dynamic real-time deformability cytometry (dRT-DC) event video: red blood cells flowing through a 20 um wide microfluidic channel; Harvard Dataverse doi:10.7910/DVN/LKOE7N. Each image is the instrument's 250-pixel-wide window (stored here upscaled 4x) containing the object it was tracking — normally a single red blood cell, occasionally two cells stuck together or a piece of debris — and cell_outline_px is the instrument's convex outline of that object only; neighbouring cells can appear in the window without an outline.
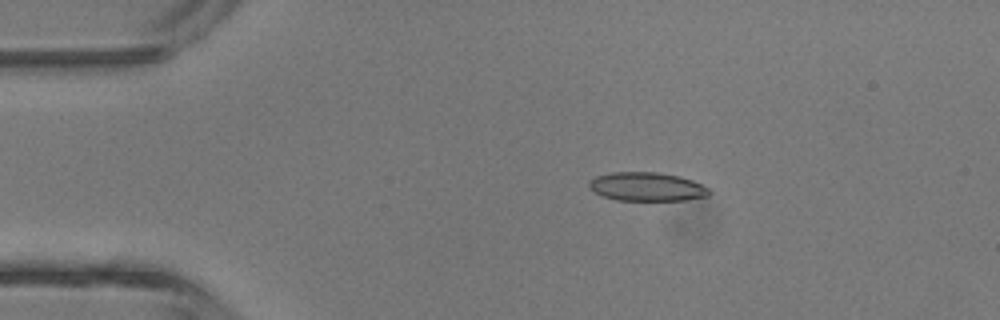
{"species": "common noctule bat (a hibernating species)", "species_latin": "Nyctalus noctula", "temperature_condition": "room temperature", "stored_images_in_passage": 2, "camera_frame_rate_fps": 3000, "um_per_image_px": 0.085, "animal": {"sex": "male", "body_mass_g": 13.3}, "frame": {"image": 1, "passage_image": 1, "time_ms": 0.0, "image_size_px": [1000, 320], "cell_outline_px": [[712, 192], [708, 196], [684, 200], [616, 200], [604, 196], [588, 188], [588, 180], [596, 176], [612, 172], [656, 172], [680, 176], [692, 180], [708, 188]], "centroid_in_image_um": [54.97, 15.86], "position_along_channel_um": 30.0, "area_um2": 20.11}}